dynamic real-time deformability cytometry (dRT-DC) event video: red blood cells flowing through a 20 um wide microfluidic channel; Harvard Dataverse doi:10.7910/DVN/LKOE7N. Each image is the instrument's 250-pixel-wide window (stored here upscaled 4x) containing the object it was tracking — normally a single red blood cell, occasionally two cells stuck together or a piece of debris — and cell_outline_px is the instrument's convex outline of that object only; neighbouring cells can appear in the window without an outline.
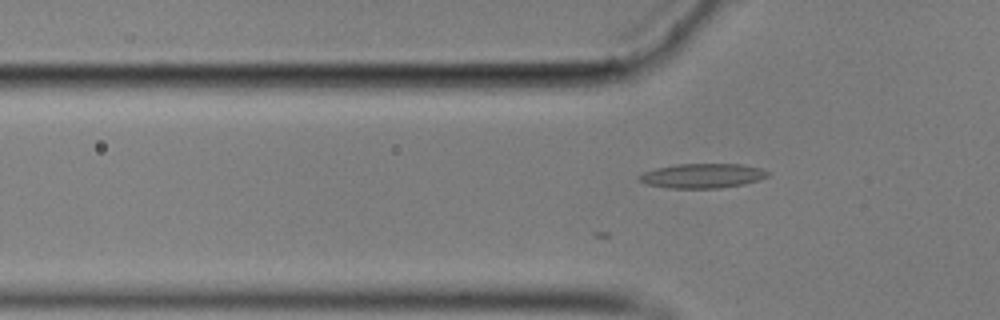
{"species": "common noctule bat (a hibernating species)", "species_latin": "Nyctalus noctula", "temperature_condition": "cold", "stored_images_in_passage": 36, "camera_frame_rate_fps": 3000, "um_per_image_px": 0.085, "animal": {"sex": "male", "body_mass_g": 17.9}, "frame": {"image": 1, "passage_image": 9, "time_ms": 2.667, "image_size_px": [1000, 320], "cell_outline_px": [[768, 176], [760, 180], [744, 184], [720, 188], [668, 188], [648, 184], [640, 180], [636, 176], [644, 172], [656, 168], [676, 164], [740, 164], [760, 168], [768, 172]], "centroid_in_image_um": [59.71, 14.94], "position_along_channel_um": 66.1, "area_um2": 18.32}}
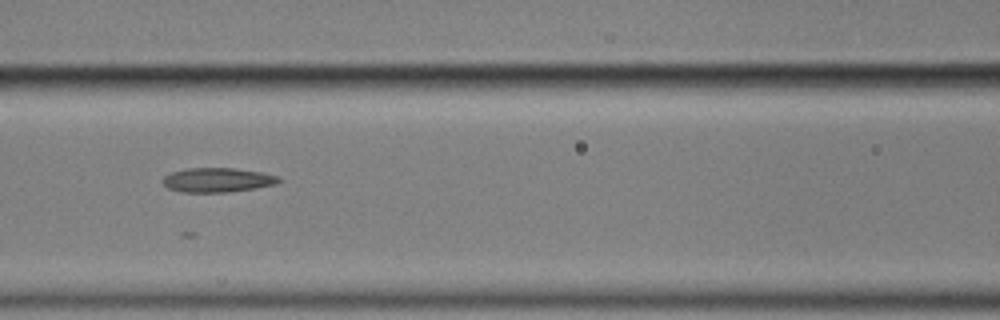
{"frame": {"image": 2, "passage_image": 16, "time_ms": 5.0, "image_size_px": [1000, 320], "cell_outline_px": [[280, 180], [276, 184], [256, 188], [228, 192], [180, 192], [168, 188], [160, 180], [164, 176], [172, 172], [188, 168], [236, 168], [264, 172], [280, 176]], "centroid_in_image_um": [18.5, 15.29], "position_along_channel_um": 148.1, "area_um2": 16.65}}
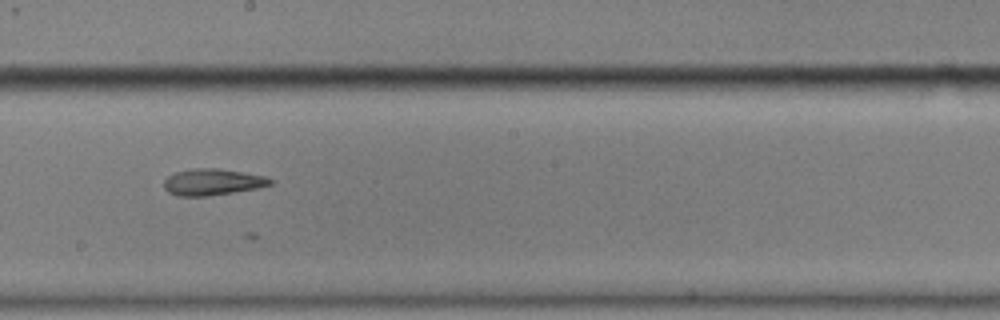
{"frame": {"image": 3, "passage_image": 23, "time_ms": 7.333, "image_size_px": [1000, 320], "cell_outline_px": [[276, 180], [272, 184], [256, 188], [208, 196], [176, 196], [168, 192], [164, 188], [164, 180], [168, 176], [176, 172], [192, 168], [216, 168], [264, 176]], "centroid_in_image_um": [18.04, 15.47], "position_along_channel_um": 230.2, "area_um2": 16.3}}